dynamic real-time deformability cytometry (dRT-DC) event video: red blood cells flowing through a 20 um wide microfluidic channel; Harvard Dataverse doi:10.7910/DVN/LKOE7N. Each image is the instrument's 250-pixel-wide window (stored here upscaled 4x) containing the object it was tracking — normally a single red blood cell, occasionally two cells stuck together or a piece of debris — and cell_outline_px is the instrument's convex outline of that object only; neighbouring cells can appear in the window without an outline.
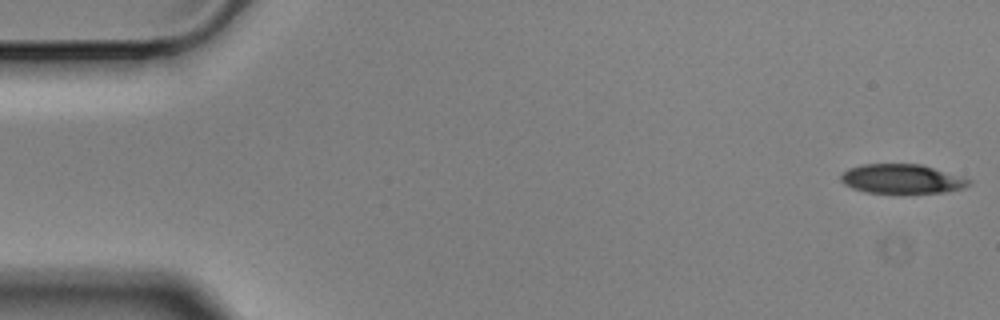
{"species": "Egyptian fruit bat (a non-hibernating species)", "species_latin": "Rousettus aegyptiacus", "temperature_condition": "cold", "stored_images_in_passage": 56, "camera_frame_rate_fps": 3000, "um_per_image_px": 0.085, "animal": {"sex": "male"}, "frame": {"image": 1, "passage_image": 1, "time_ms": 0.0, "image_size_px": [1000, 320], "cell_outline_px": [[972, 180], [964, 188], [948, 192], [868, 192], [852, 188], [844, 184], [840, 180], [840, 176], [848, 168], [864, 164], [920, 164]], "centroid_in_image_um": [76.63, 15.2], "position_along_channel_um": 8.4, "area_um2": 21.44}}
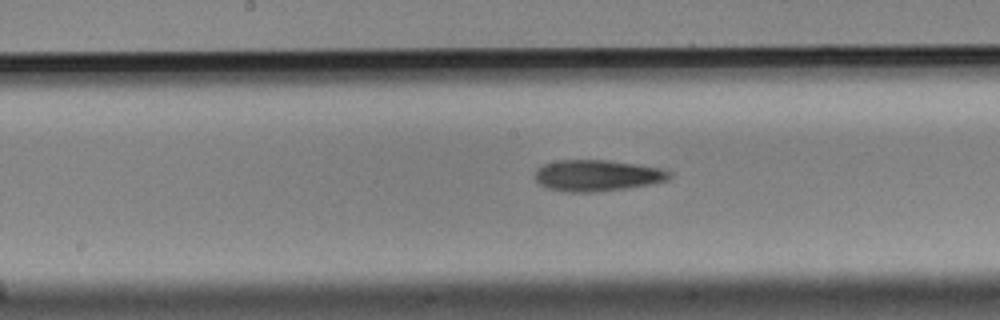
{"frame": {"image": 2, "passage_image": 28, "time_ms": 9.0, "image_size_px": [1000, 320], "cell_outline_px": [[672, 176], [668, 180], [648, 184], [624, 188], [592, 192], [568, 192], [548, 188], [540, 184], [536, 180], [536, 172], [544, 164], [556, 160], [608, 160], [636, 164], [660, 168], [672, 172]], "centroid_in_image_um": [50.77, 14.91], "position_along_channel_um": 197.4, "area_um2": 24.22}}
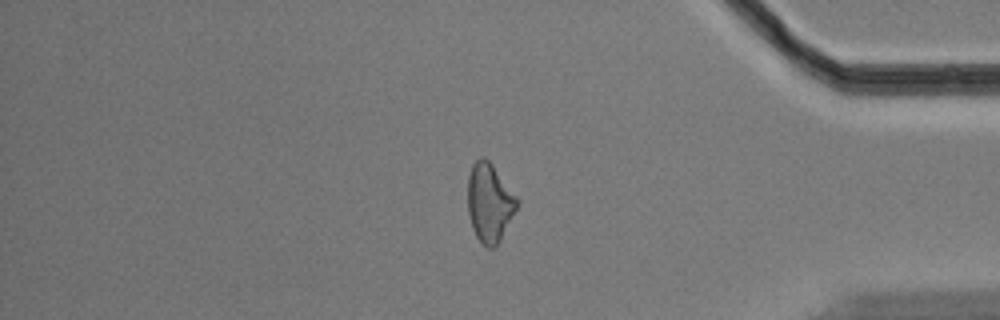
{"frame": {"image": 3, "passage_image": 47, "time_ms": 15.333, "image_size_px": [1000, 320], "cell_outline_px": [[520, 204], [496, 248], [488, 248], [476, 236], [472, 228], [468, 212], [468, 176], [472, 164], [480, 156], [484, 156], [492, 164], [520, 200]], "centroid_in_image_um": [41.63, 17.22], "position_along_channel_um": 393.6, "area_um2": 22.83}}